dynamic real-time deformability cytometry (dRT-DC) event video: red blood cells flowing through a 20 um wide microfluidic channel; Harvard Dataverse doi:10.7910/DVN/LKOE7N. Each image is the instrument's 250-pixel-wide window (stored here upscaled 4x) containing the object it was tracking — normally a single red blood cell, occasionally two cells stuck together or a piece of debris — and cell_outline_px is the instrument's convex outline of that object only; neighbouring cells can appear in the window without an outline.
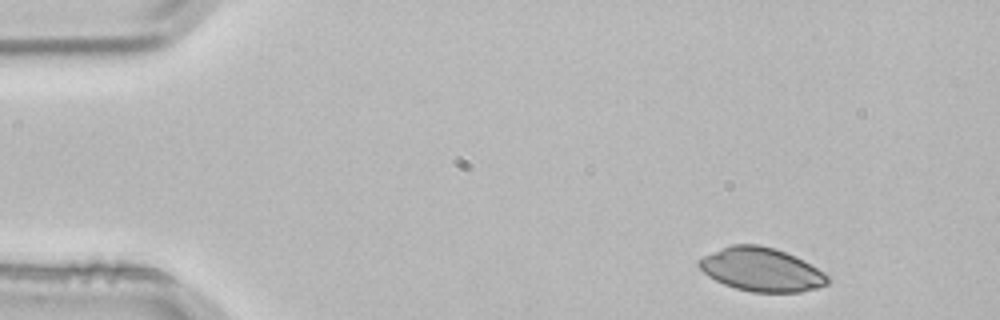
{"species": "common noctule bat (a hibernating species)", "species_latin": "Nyctalus noctula", "temperature_condition": "room temperature", "stored_images_in_passage": 3, "camera_frame_rate_fps": 3000, "um_per_image_px": 0.085, "animal": {"sex": "male", "body_mass_g": 21.5, "forearm_length_mm": 52.0}, "frame": {"image": 1, "passage_image": 1, "time_ms": 0.0, "image_size_px": [1000, 320], "cell_outline_px": [[828, 284], [816, 288], [800, 292], [752, 292], [736, 288], [724, 284], [708, 276], [696, 264], [696, 260], [712, 252], [732, 244], [760, 244], [776, 248], [796, 256], [804, 260], [824, 272], [828, 276]], "centroid_in_image_um": [64.72, 22.9], "position_along_channel_um": 20.3, "area_um2": 32.77}}